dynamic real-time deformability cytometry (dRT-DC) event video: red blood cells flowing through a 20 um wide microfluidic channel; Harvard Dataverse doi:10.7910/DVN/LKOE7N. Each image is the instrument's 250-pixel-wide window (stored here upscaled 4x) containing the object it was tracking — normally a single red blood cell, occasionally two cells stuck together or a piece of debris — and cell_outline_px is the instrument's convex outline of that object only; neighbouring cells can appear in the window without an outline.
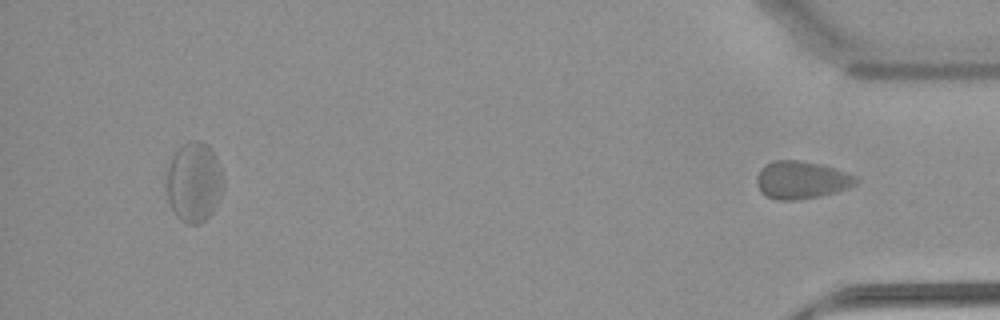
{"species": "common noctule bat (a hibernating species)", "species_latin": "Nyctalus noctula", "temperature_condition": "warm", "stored_images_in_passage": 46, "segment_of_instrument_passage": [2, 2], "camera_frame_rate_fps": 3000, "um_per_image_px": 0.085, "animal": {"sex": "female", "body_mass_g": 22.7, "forearm_length_mm": 54.2}, "frame": {"image": 1, "passage_image": 46, "time_ms": 15.0, "image_size_px": [1000, 320], "cell_outline_px": [[856, 184], [848, 188], [836, 192], [820, 196], [796, 200], [776, 200], [764, 196], [760, 192], [756, 184], [756, 176], [760, 168], [764, 164], [772, 160], [800, 160], [824, 164], [848, 172], [856, 176]], "centroid_in_image_um": [68.08, 15.28], "position_along_channel_um": 367.1, "area_um2": 22.31}}